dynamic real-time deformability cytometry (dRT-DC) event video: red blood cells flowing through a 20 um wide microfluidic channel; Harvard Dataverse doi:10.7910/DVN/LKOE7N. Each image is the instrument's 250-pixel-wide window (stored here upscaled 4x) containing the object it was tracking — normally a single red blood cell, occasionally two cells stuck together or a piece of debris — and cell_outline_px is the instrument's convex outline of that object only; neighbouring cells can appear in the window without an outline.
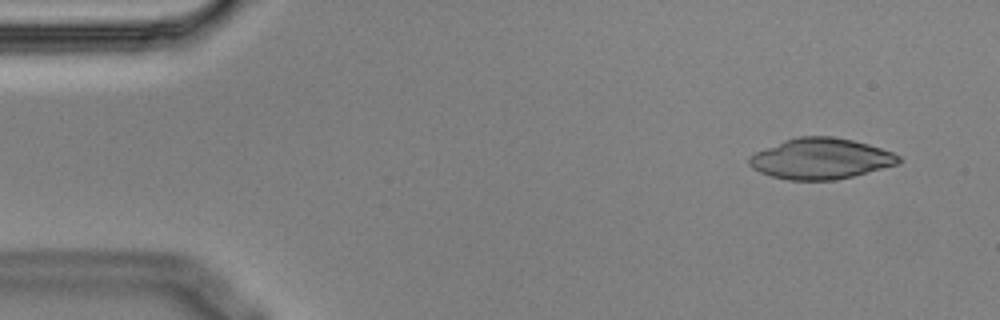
{"species": "Egyptian fruit bat (a non-hibernating species)", "species_latin": "Rousettus aegyptiacus", "temperature_condition": "cold", "stored_images_in_passage": 13, "camera_frame_rate_fps": 3000, "um_per_image_px": 0.085, "animal": {"sex": "male"}, "frame": {"image": 1, "passage_image": 1, "time_ms": 0.0, "image_size_px": [1000, 320], "cell_outline_px": [[900, 164], [836, 180], [788, 180], [772, 176], [760, 172], [752, 168], [748, 164], [748, 156], [756, 152], [784, 140], [800, 136], [832, 136], [852, 140], [868, 144], [892, 152], [900, 156]], "centroid_in_image_um": [69.75, 13.49], "position_along_channel_um": 15.2, "area_um2": 35.49}}